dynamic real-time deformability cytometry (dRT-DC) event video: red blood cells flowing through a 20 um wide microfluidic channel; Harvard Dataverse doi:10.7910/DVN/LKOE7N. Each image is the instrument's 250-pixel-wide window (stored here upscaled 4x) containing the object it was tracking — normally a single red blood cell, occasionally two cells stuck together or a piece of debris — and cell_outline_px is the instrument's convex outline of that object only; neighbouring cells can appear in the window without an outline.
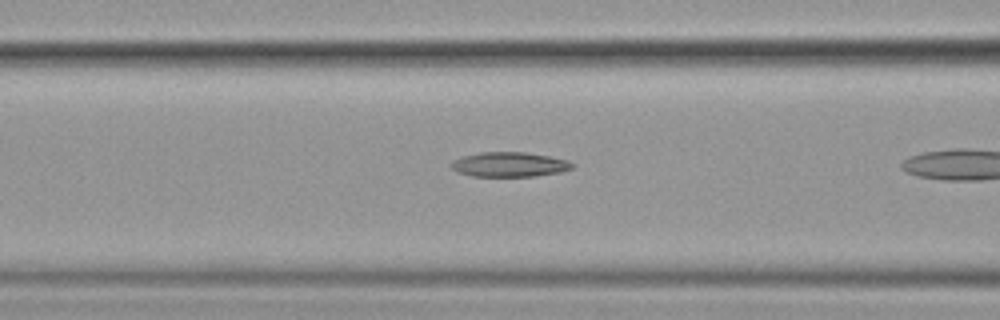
{"species": "common noctule bat (a hibernating species)", "species_latin": "Nyctalus noctula", "temperature_condition": "cold", "stored_images_in_passage": 8, "camera_frame_rate_fps": 3000, "um_per_image_px": 0.085, "animal": {"sex": "female", "body_mass_g": 19.9}, "frame": {"image": 1, "passage_image": 7, "time_ms": 2.0, "image_size_px": [1000, 320], "cell_outline_px": [[572, 168], [560, 172], [532, 176], [472, 176], [456, 172], [448, 164], [452, 160], [464, 156], [480, 152], [524, 152], [548, 156], [568, 160], [572, 164]], "centroid_in_image_um": [43.23, 13.98], "position_along_channel_um": 123.4, "area_um2": 17.34}}